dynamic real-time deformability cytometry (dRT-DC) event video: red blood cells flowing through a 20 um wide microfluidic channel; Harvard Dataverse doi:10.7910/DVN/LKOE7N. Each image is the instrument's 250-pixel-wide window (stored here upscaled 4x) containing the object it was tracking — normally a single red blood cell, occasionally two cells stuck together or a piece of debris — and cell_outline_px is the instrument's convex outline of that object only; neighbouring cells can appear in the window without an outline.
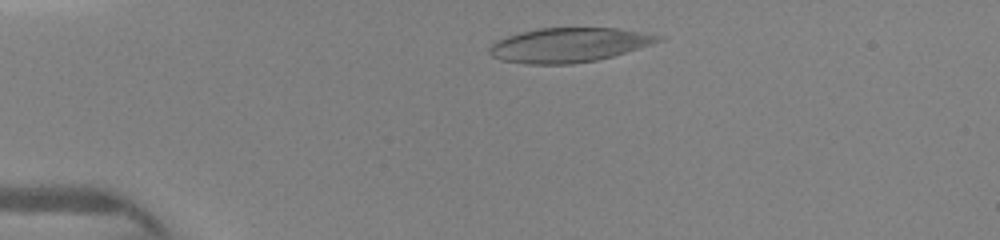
{"species": "human", "species_latin": "Homo sapiens", "temperature_condition": "warm", "stored_images_in_passage": 32, "camera_frame_rate_fps": 3000, "um_per_image_px": 0.085, "donor": {"sex": "female"}, "frame": {"image": 1, "passage_image": 6, "time_ms": 1.333, "image_size_px": [1000, 240], "cell_outline_px": [[664, 40], [652, 44], [612, 56], [596, 60], [572, 64], [528, 64], [500, 60], [492, 56], [488, 52], [488, 48], [496, 40], [520, 32], [540, 28], [616, 28], [664, 36]], "centroid_in_image_um": [48.33, 3.83], "position_along_channel_um": 36.7, "area_um2": 33.76}}
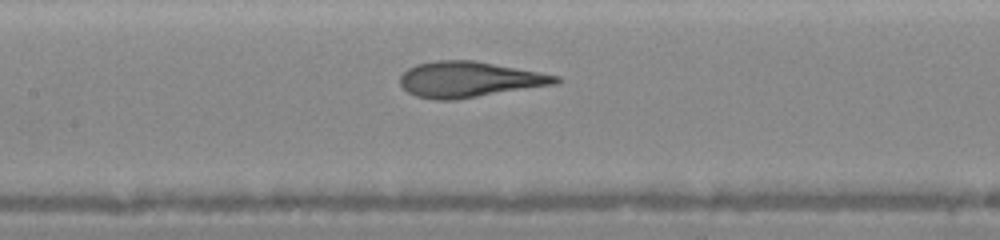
{"frame": {"image": 2, "passage_image": 20, "time_ms": 5.333, "image_size_px": [1000, 240], "cell_outline_px": [[564, 80], [556, 84], [456, 100], [436, 100], [416, 96], [408, 92], [400, 84], [400, 76], [408, 68], [416, 64], [436, 60], [476, 60], [560, 76]], "centroid_in_image_um": [39.9, 6.75], "position_along_channel_um": 167.5, "area_um2": 32.54}}
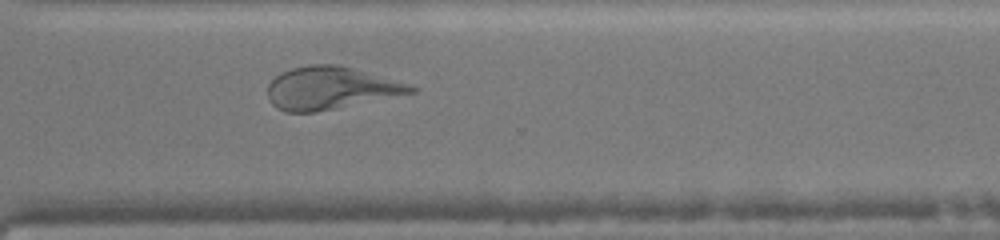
{"frame": {"image": 3, "passage_image": 32, "time_ms": 9.333, "image_size_px": [1000, 240], "cell_outline_px": [[420, 88], [416, 92], [316, 112], [288, 112], [276, 108], [268, 100], [268, 84], [280, 72], [292, 68], [308, 64], [336, 64], [352, 68], [412, 84]], "centroid_in_image_um": [28.09, 7.48], "position_along_channel_um": 342.5, "area_um2": 35.55}}